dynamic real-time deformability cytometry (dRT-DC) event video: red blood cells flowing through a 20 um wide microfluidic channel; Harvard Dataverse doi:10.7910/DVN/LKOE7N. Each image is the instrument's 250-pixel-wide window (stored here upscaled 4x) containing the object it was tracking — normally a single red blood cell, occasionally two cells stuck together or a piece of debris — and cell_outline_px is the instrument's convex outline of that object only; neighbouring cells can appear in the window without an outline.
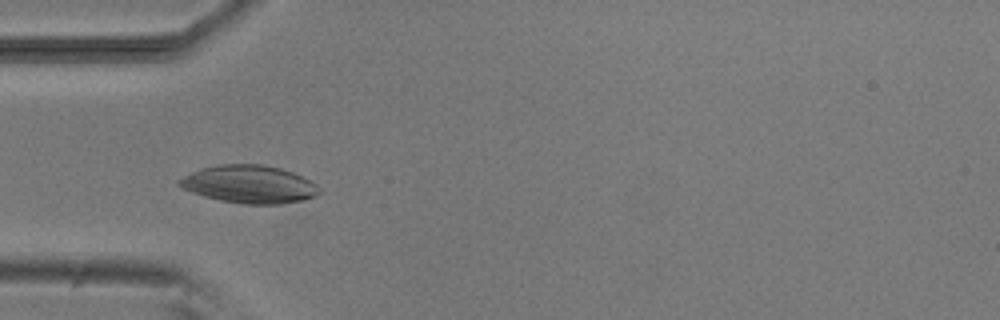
{"species": "common noctule bat (a hibernating species)", "species_latin": "Nyctalus noctula", "temperature_condition": "room temperature", "stored_images_in_passage": 16, "camera_frame_rate_fps": 3000, "um_per_image_px": 0.085, "animal": {"sex": "male", "body_mass_g": 20.5, "forearm_length_mm": 52.5}, "frame": {"image": 1, "passage_image": 3, "time_ms": 0.667, "image_size_px": [1000, 320], "cell_outline_px": [[320, 192], [316, 196], [300, 200], [280, 204], [244, 204], [220, 200], [204, 196], [192, 192], [176, 184], [176, 180], [200, 168], [220, 164], [264, 164], [280, 168], [292, 172], [316, 184], [320, 188]], "centroid_in_image_um": [21.16, 15.65], "position_along_channel_um": 63.8, "area_um2": 30.75}}